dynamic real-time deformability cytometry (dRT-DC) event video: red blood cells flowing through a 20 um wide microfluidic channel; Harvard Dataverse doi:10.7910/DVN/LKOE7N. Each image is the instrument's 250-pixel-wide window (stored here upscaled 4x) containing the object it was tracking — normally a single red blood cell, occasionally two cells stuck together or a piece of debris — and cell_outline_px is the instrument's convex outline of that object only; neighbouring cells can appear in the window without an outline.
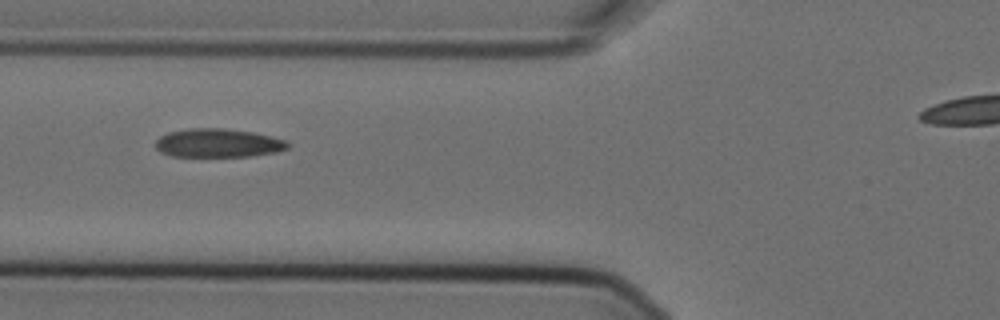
{"species": "Egyptian fruit bat (a non-hibernating species)", "species_latin": "Rousettus aegyptiacus", "temperature_condition": "cold", "stored_images_in_passage": 4, "segment_of_instrument_passage": [1, 2], "camera_frame_rate_fps": 3000, "um_per_image_px": 0.085, "animal": {"sex": "female"}, "frame": {"image": 1, "passage_image": 2, "time_ms": 0.333, "image_size_px": [1000, 320], "cell_outline_px": [[288, 148], [276, 152], [248, 156], [172, 156], [160, 152], [156, 148], [156, 140], [160, 136], [168, 132], [188, 128], [224, 128], [252, 132], [272, 136], [288, 140]], "centroid_in_image_um": [18.53, 12.15], "position_along_channel_um": 107.3, "area_um2": 22.08}}
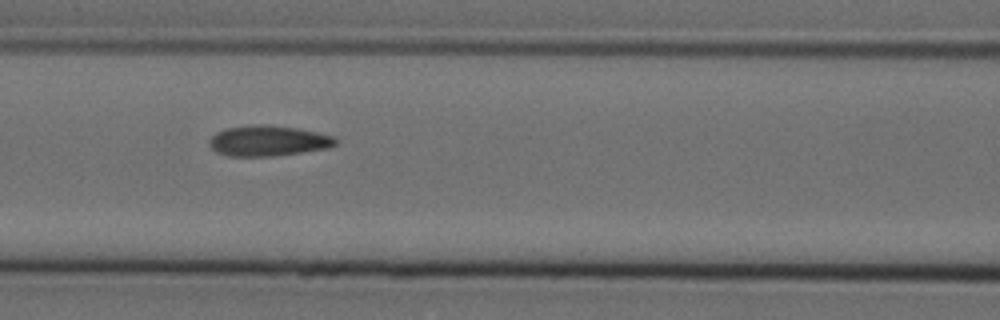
{"frame": {"image": 2, "passage_image": 3, "time_ms": 0.667, "image_size_px": [1000, 320], "cell_outline_px": [[340, 140], [336, 144], [328, 148], [272, 156], [228, 156], [216, 152], [208, 144], [208, 140], [216, 132], [224, 128], [256, 124], [264, 124], [296, 128], [316, 132], [332, 136]], "centroid_in_image_um": [22.76, 11.96], "position_along_channel_um": 143.8, "area_um2": 22.48}}